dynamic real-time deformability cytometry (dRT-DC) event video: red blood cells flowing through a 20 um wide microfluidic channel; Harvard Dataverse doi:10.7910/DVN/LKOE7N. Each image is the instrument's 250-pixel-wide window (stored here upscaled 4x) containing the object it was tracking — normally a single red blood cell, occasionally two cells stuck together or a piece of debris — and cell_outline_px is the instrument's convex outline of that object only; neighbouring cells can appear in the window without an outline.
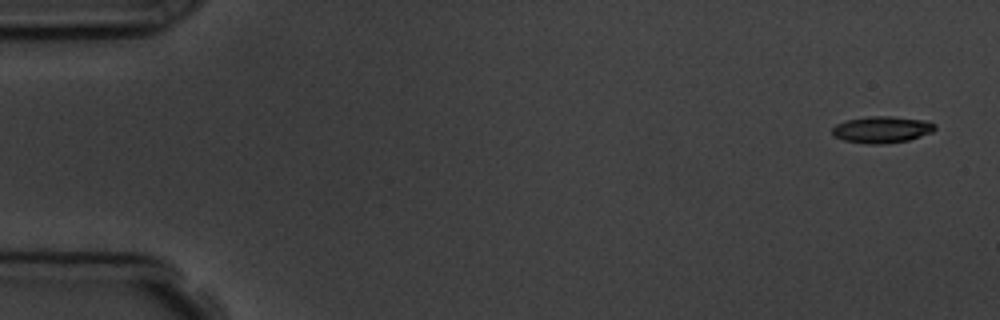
{"species": "common noctule bat (a hibernating species)", "species_latin": "Nyctalus noctula", "temperature_condition": "room temperature", "stored_images_in_passage": 4, "camera_frame_rate_fps": 3000, "um_per_image_px": 0.085, "animal": {"sex": "male", "body_mass_g": 19.5, "forearm_length_mm": 54.6}, "frame": {"image": 1, "passage_image": 1, "time_ms": 0.0, "image_size_px": [1000, 320], "cell_outline_px": [[936, 128], [932, 132], [908, 140], [884, 144], [868, 144], [844, 140], [836, 136], [832, 132], [832, 128], [836, 124], [848, 120], [868, 116], [892, 116], [924, 120], [936, 124]], "centroid_in_image_um": [74.98, 11.01], "position_along_channel_um": 10.0, "area_um2": 15.84}}
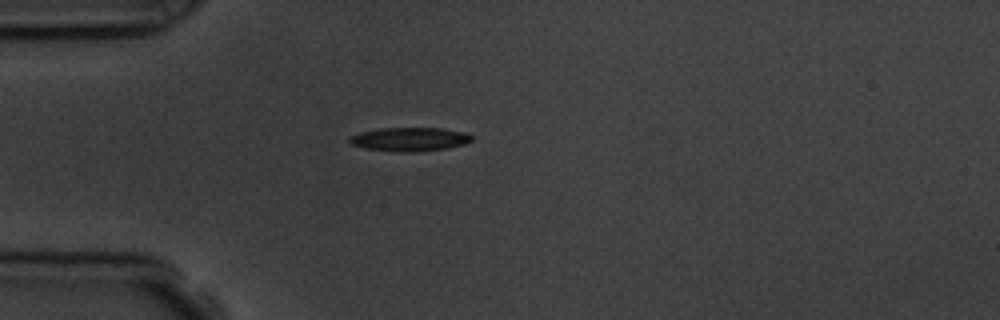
{"frame": {"image": 2, "passage_image": 4, "time_ms": 4.333, "image_size_px": [1000, 320], "cell_outline_px": [[472, 140], [464, 144], [448, 148], [416, 152], [396, 152], [364, 148], [348, 144], [348, 136], [360, 132], [380, 128], [440, 128], [464, 132], [472, 136]], "centroid_in_image_um": [34.76, 11.84], "position_along_channel_um": 50.2, "area_um2": 17.11}}